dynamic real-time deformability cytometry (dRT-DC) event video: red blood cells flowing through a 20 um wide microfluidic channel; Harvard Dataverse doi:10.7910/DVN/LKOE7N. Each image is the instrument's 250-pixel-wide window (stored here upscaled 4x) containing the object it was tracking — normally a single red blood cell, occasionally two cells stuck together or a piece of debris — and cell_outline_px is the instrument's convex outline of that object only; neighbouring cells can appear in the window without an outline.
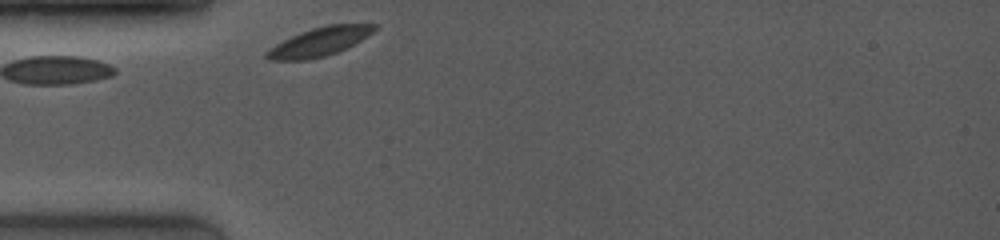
{"species": "common noctule bat (a hibernating species)", "species_latin": "Nyctalus noctula", "temperature_condition": "room temperature", "stored_images_in_passage": 25, "camera_frame_rate_fps": 4000, "um_per_image_px": 0.085, "animal": {"sex": "female", "body_mass_g": 19.0, "forearm_length_mm": 53.3}, "frame": {"image": 1, "passage_image": 1, "time_ms": 0.0, "image_size_px": [1000, 240], "cell_outline_px": [[376, 28], [368, 36], [348, 48], [324, 56], [304, 60], [268, 60], [264, 56], [264, 52], [276, 44], [300, 32], [312, 28], [328, 24], [376, 24]], "centroid_in_image_um": [27.14, 3.55], "position_along_channel_um": 57.9, "area_um2": 17.92}}
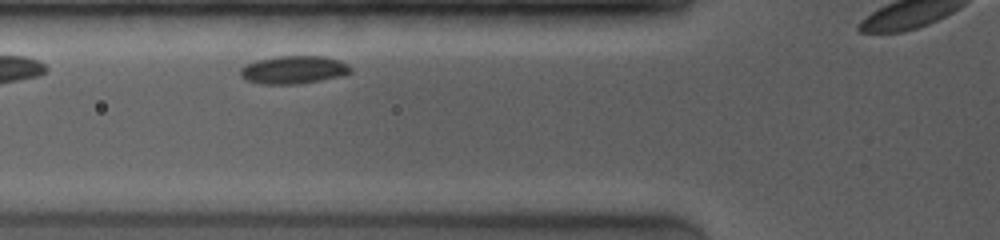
{"frame": {"image": 2, "passage_image": 7, "time_ms": 1.25, "image_size_px": [1000, 240], "cell_outline_px": [[352, 72], [340, 76], [320, 80], [296, 84], [260, 84], [244, 80], [240, 76], [240, 68], [256, 60], [276, 56], [324, 56], [340, 60], [348, 64], [352, 68]], "centroid_in_image_um": [24.95, 5.93], "position_along_channel_um": 100.9, "area_um2": 18.09}}